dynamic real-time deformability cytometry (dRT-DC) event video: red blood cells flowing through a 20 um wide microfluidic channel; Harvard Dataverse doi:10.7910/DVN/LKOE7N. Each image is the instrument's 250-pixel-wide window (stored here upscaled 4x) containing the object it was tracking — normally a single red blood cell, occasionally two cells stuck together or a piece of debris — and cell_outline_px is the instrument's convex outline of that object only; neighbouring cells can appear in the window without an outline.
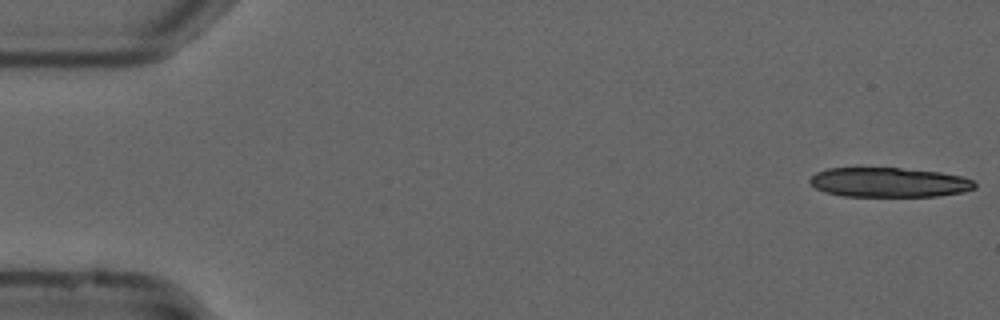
{"species": "common noctule bat (a hibernating species)", "species_latin": "Nyctalus noctula", "temperature_condition": "cold", "stored_images_in_passage": 11, "camera_frame_rate_fps": 3000, "um_per_image_px": 0.085, "animal": {"sex": "male", "forearm_length_mm": 52.5}, "frame": {"image": 1, "passage_image": 1, "time_ms": 0.0, "image_size_px": [1000, 320], "cell_outline_px": [[976, 188], [964, 192], [940, 196], [844, 196], [824, 192], [816, 188], [808, 180], [816, 172], [828, 168], [900, 168], [940, 172], [964, 176], [972, 180], [976, 184]], "centroid_in_image_um": [75.59, 15.5], "position_along_channel_um": 9.4, "area_um2": 28.55}}